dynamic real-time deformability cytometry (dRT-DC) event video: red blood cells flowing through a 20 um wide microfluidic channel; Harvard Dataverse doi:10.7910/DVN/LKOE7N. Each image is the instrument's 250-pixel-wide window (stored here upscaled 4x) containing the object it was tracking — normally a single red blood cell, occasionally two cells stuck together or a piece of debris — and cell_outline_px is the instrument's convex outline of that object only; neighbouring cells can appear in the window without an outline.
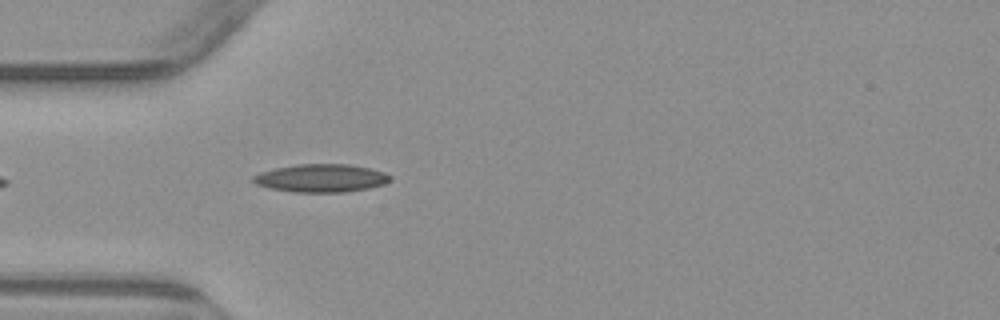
{"species": "common noctule bat (a hibernating species)", "species_latin": "Nyctalus noctula", "temperature_condition": "warm", "stored_images_in_passage": 3, "camera_frame_rate_fps": 3000, "um_per_image_px": 0.085, "animal": {"sex": "male", "body_mass_g": 23.1, "forearm_length_mm": 52.7}, "frame": {"image": 1, "passage_image": 3, "time_ms": 2.333, "image_size_px": [1000, 320], "cell_outline_px": [[392, 180], [384, 184], [368, 188], [344, 192], [292, 192], [268, 188], [256, 184], [252, 180], [252, 176], [260, 172], [276, 168], [296, 164], [348, 164], [372, 168], [384, 172], [392, 176]], "centroid_in_image_um": [27.31, 15.14], "position_along_channel_um": 57.7, "area_um2": 22.54}}